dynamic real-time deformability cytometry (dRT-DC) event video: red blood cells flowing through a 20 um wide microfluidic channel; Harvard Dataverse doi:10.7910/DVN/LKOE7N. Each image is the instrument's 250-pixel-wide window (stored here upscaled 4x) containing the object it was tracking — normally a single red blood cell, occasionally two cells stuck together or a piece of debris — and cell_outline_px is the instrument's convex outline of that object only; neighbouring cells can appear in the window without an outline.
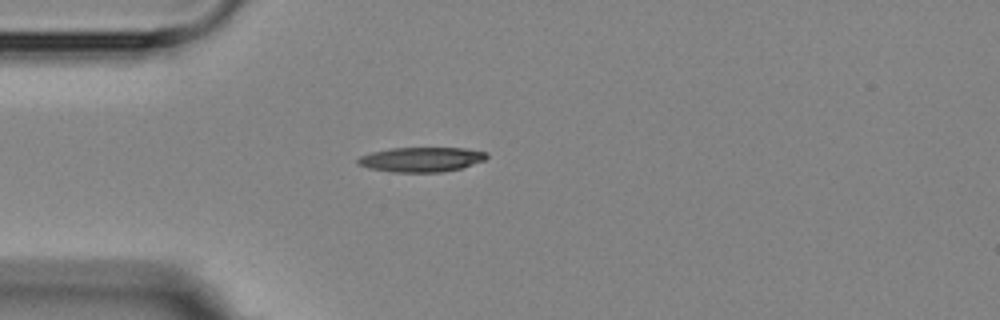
{"species": "Egyptian fruit bat (a non-hibernating species)", "species_latin": "Rousettus aegyptiacus", "temperature_condition": "room temperature", "stored_images_in_passage": 4, "camera_frame_rate_fps": 3000, "um_per_image_px": 0.085, "animal": {"sex": "female"}, "frame": {"image": 1, "passage_image": 3, "time_ms": 3.333, "image_size_px": [1000, 320], "cell_outline_px": [[488, 156], [484, 160], [460, 168], [440, 172], [392, 172], [368, 168], [356, 164], [356, 160], [360, 156], [372, 152], [392, 148], [464, 148], [488, 152]], "centroid_in_image_um": [35.78, 13.55], "position_along_channel_um": 49.2, "area_um2": 18.5}}